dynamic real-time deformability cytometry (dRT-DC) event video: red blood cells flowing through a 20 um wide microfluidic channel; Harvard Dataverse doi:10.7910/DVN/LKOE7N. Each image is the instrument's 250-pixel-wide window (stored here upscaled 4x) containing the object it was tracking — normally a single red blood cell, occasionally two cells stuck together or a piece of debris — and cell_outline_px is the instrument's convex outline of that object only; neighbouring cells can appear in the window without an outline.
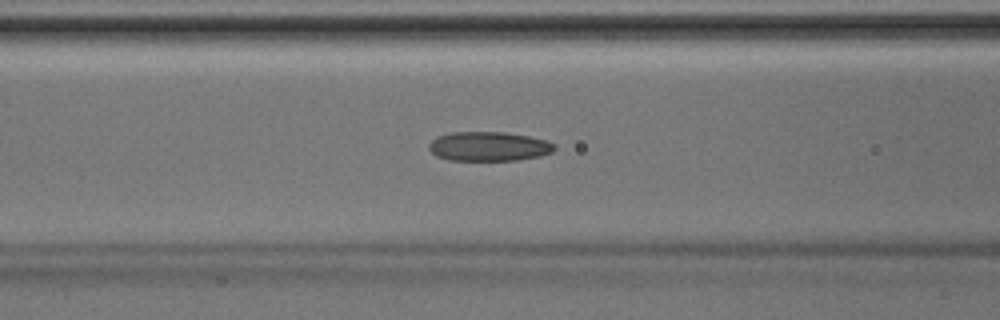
{"species": "Egyptian fruit bat (a non-hibernating species)", "species_latin": "Rousettus aegyptiacus", "temperature_condition": "room temperature", "stored_images_in_passage": 39, "camera_frame_rate_fps": 3000, "um_per_image_px": 0.085, "animal": {"sex": "male"}, "frame": {"image": 1, "passage_image": 12, "time_ms": 3.667, "image_size_px": [1000, 320], "cell_outline_px": [[556, 148], [552, 152], [540, 156], [516, 160], [448, 160], [436, 156], [428, 148], [428, 144], [436, 136], [452, 132], [504, 132], [528, 136], [544, 140], [556, 144]], "centroid_in_image_um": [41.52, 12.44], "position_along_channel_um": 125.1, "area_um2": 21.5}}
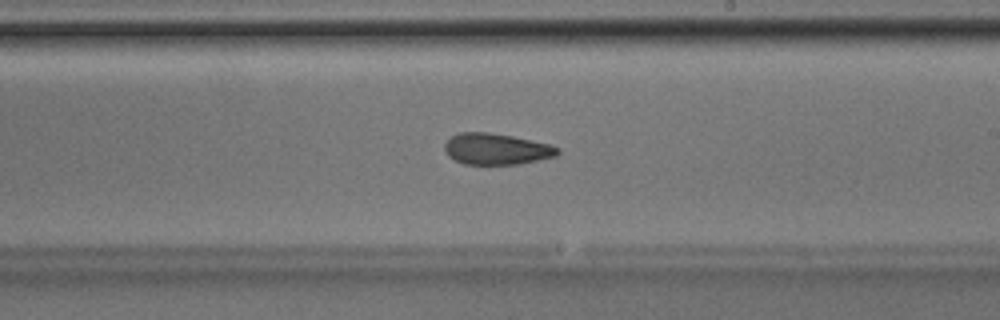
{"frame": {"image": 2, "passage_image": 20, "time_ms": 6.333, "image_size_px": [1000, 320], "cell_outline_px": [[560, 152], [556, 156], [520, 164], [464, 164], [448, 156], [444, 148], [444, 144], [452, 136], [460, 132], [488, 132], [512, 136], [548, 144], [560, 148]], "centroid_in_image_um": [42.19, 12.67], "position_along_channel_um": 246.8, "area_um2": 20.46}}
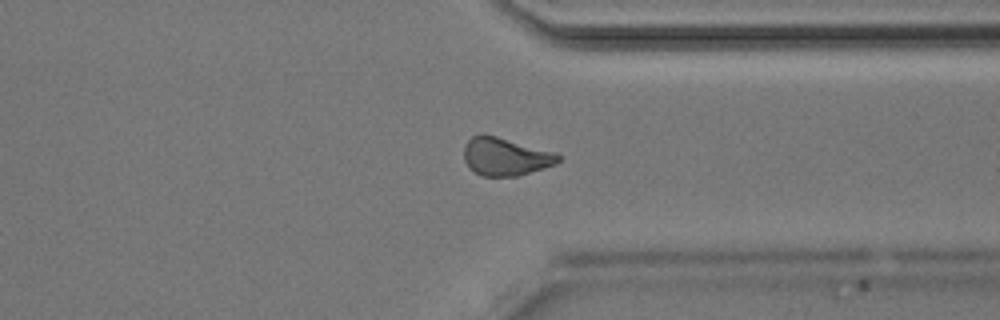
{"frame": {"image": 3, "passage_image": 28, "time_ms": 9.0, "image_size_px": [1000, 320], "cell_outline_px": [[560, 160], [556, 164], [516, 176], [480, 176], [468, 168], [464, 160], [464, 144], [472, 136], [480, 132], [484, 132], [556, 152], [560, 156]], "centroid_in_image_um": [42.92, 13.28], "position_along_channel_um": 368.5, "area_um2": 21.27}}